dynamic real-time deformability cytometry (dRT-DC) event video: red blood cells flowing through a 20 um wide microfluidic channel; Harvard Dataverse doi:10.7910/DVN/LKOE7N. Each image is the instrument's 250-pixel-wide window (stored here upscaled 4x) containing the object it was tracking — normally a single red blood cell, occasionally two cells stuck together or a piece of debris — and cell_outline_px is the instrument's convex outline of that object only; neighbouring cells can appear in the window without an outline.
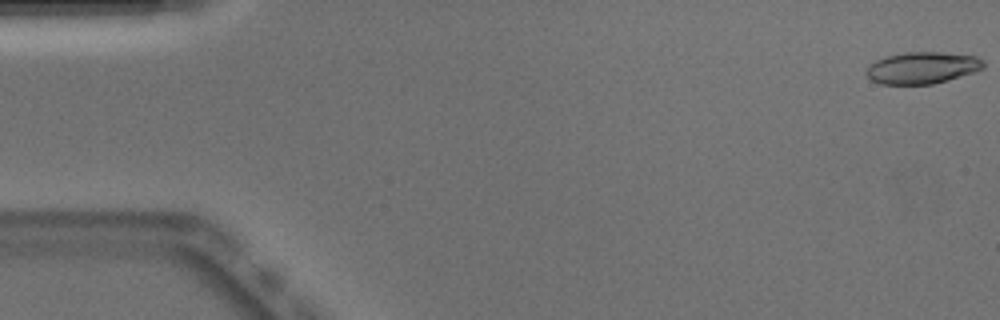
{"species": "Egyptian fruit bat (a non-hibernating species)", "species_latin": "Rousettus aegyptiacus", "temperature_condition": "warm", "stored_images_in_passage": 51, "camera_frame_rate_fps": 3000, "um_per_image_px": 0.085, "animal": {"sex": "male"}, "frame": {"image": 1, "passage_image": 1, "time_ms": 0.0, "image_size_px": [1000, 320], "cell_outline_px": [[984, 68], [976, 72], [948, 80], [932, 84], [880, 84], [872, 80], [868, 76], [868, 64], [884, 56], [904, 52], [940, 52], [976, 56], [984, 60]], "centroid_in_image_um": [78.42, 5.76], "position_along_channel_um": 6.6, "area_um2": 21.79}}
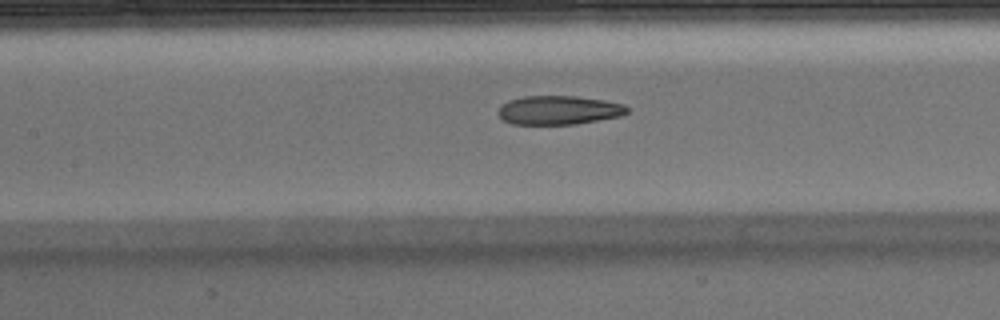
{"frame": {"image": 2, "passage_image": 23, "time_ms": 7.333, "image_size_px": [1000, 320], "cell_outline_px": [[628, 112], [620, 116], [576, 124], [512, 124], [504, 120], [496, 112], [500, 104], [508, 100], [524, 96], [576, 96], [604, 100], [624, 104], [628, 108]], "centroid_in_image_um": [47.46, 9.35], "position_along_channel_um": 159.9, "area_um2": 21.79}}
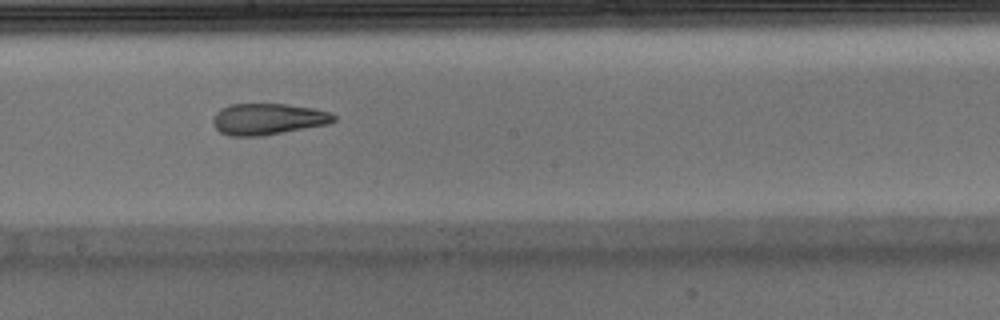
{"frame": {"image": 3, "passage_image": 28, "time_ms": 9.0, "image_size_px": [1000, 320], "cell_outline_px": [[336, 120], [328, 124], [260, 136], [228, 136], [220, 132], [212, 124], [212, 116], [220, 108], [228, 104], [288, 104], [316, 108], [328, 112], [336, 116]], "centroid_in_image_um": [22.73, 10.11], "position_along_channel_um": 225.5, "area_um2": 22.25}, "authors_computed_cell_mechanics": {"area_um2": 22.7154, "velocity_mm_per_s": 3.9315, "shape_relaxation_time_tau1_ms": 11.2409, "shape_relaxation_time_tau2_ms": 2.9744, "deformation_change_tau1": 0.3139, "deformation_change_tau2": 0.1249}}